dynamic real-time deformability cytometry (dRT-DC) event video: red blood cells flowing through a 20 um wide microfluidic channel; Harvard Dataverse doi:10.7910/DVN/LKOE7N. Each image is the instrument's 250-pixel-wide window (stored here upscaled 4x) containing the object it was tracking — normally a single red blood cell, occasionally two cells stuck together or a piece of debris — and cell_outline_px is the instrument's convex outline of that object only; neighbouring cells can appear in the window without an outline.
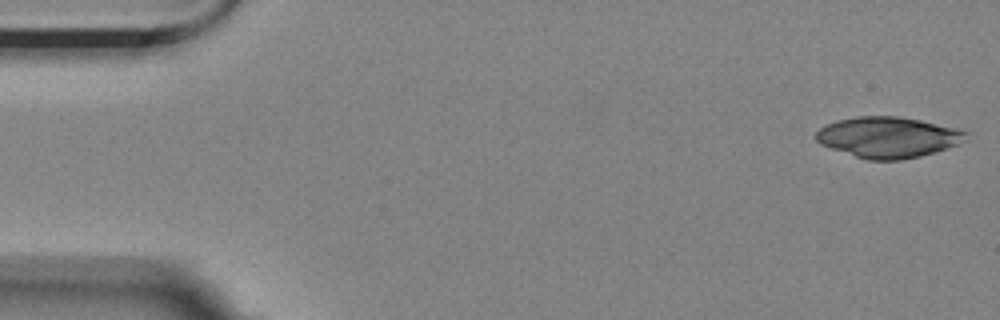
{"species": "Egyptian fruit bat (a non-hibernating species)", "species_latin": "Rousettus aegyptiacus", "temperature_condition": "room temperature", "stored_images_in_passage": 5, "camera_frame_rate_fps": 3000, "um_per_image_px": 0.085, "animal": {"sex": "female"}, "frame": {"image": 1, "passage_image": 1, "time_ms": 0.0, "image_size_px": [1000, 320], "cell_outline_px": [[968, 132], [956, 144], [948, 148], [920, 156], [900, 160], [868, 160], [820, 144], [816, 140], [816, 132], [820, 128], [836, 120], [856, 116], [896, 116], [920, 120], [956, 128]], "centroid_in_image_um": [75.44, 11.66], "position_along_channel_um": 9.6, "area_um2": 35.14}}